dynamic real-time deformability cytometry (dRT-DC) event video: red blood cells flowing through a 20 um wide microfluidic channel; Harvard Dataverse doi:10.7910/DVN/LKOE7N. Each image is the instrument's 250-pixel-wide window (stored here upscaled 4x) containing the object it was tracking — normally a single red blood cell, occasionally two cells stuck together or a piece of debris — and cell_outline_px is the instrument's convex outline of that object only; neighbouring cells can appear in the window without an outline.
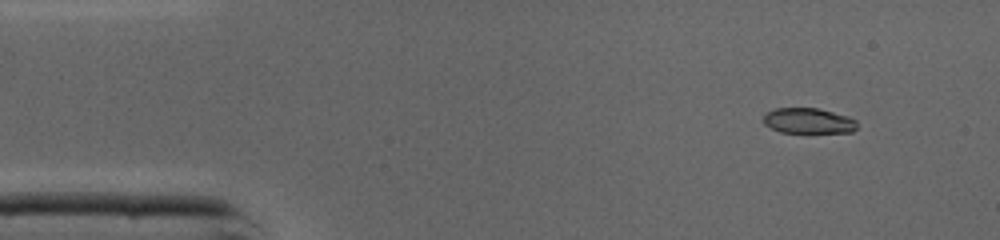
{"species": "common noctule bat (a hibernating species)", "species_latin": "Nyctalus noctula", "temperature_condition": "cold", "stored_images_in_passage": 13, "camera_frame_rate_fps": 3000, "um_per_image_px": 0.085, "animal": {"sex": "male", "body_mass_g": 19.0, "forearm_length_mm": 50.8}, "frame": {"image": 1, "passage_image": 1, "time_ms": 0.0, "image_size_px": [1000, 240], "cell_outline_px": [[856, 128], [852, 132], [780, 132], [764, 124], [764, 116], [768, 112], [776, 108], [820, 108], [848, 116], [856, 120]], "centroid_in_image_um": [68.73, 10.26], "position_along_channel_um": 16.3, "area_um2": 13.76}}
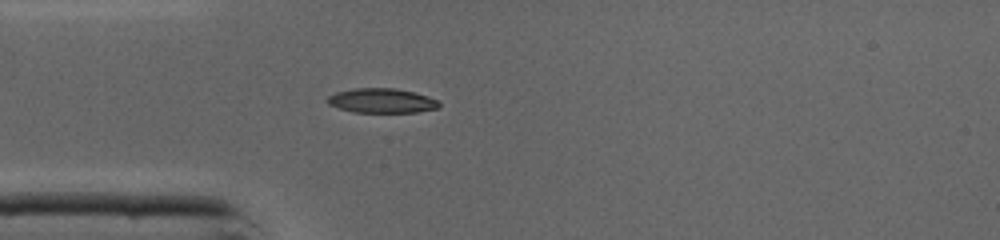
{"frame": {"image": 2, "passage_image": 9, "time_ms": 2.667, "image_size_px": [1000, 240], "cell_outline_px": [[440, 108], [416, 112], [352, 112], [328, 104], [328, 96], [336, 92], [352, 88], [396, 88], [428, 96], [436, 100], [440, 104]], "centroid_in_image_um": [32.45, 8.55], "position_along_channel_um": 52.6, "area_um2": 15.9}}
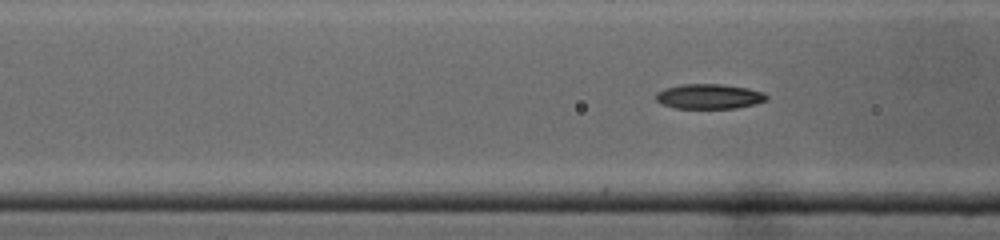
{"frame": {"image": 3, "passage_image": 13, "time_ms": 4.0, "image_size_px": [1000, 240], "cell_outline_px": [[768, 100], [756, 104], [736, 108], [676, 108], [664, 104], [656, 100], [656, 92], [664, 88], [680, 84], [724, 84], [748, 88], [764, 92], [768, 96]], "centroid_in_image_um": [60.31, 8.19], "position_along_channel_um": 106.3, "area_um2": 16.18}}